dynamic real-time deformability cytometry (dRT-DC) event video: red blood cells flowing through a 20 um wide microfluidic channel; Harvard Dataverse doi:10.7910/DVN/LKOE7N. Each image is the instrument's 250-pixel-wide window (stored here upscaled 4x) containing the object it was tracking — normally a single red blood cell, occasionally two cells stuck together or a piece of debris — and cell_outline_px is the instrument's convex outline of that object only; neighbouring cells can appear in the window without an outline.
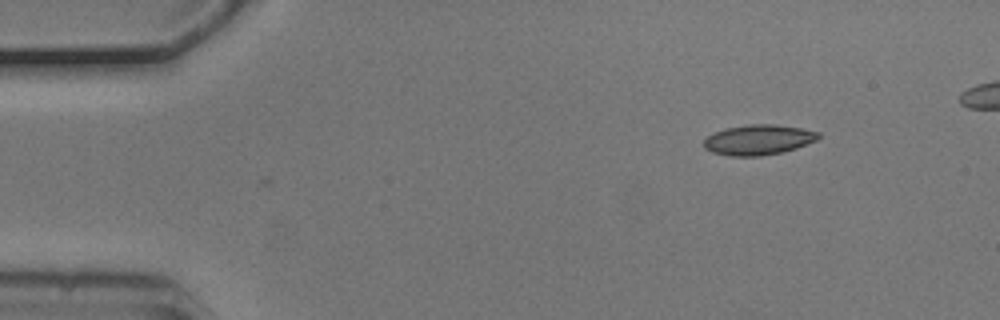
{"species": "common noctule bat (a hibernating species)", "species_latin": "Nyctalus noctula", "temperature_condition": "cold", "stored_images_in_passage": 45, "camera_frame_rate_fps": 3000, "um_per_image_px": 0.085, "animal": {"sex": "male", "body_mass_g": 20.5, "forearm_length_mm": 52.5}, "frame": {"image": 1, "passage_image": 1, "time_ms": 0.0, "image_size_px": [1000, 320], "cell_outline_px": [[820, 136], [816, 140], [796, 148], [780, 152], [760, 156], [728, 156], [712, 152], [704, 148], [704, 140], [708, 136], [724, 128], [748, 124], [776, 124], [800, 128], [820, 132]], "centroid_in_image_um": [64.45, 11.88], "position_along_channel_um": 20.6, "area_um2": 20.11}}
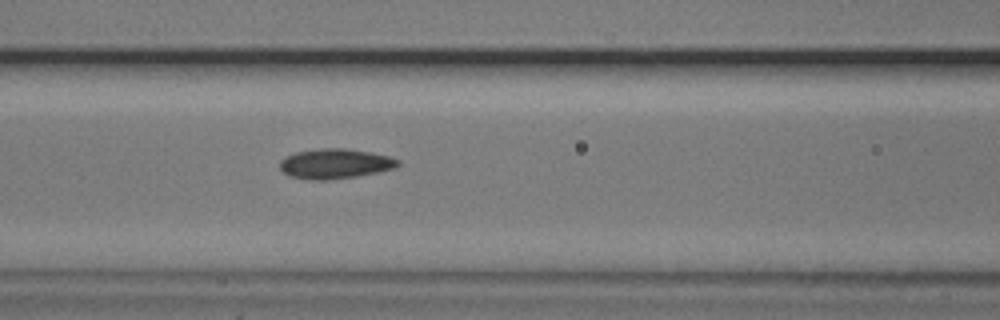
{"frame": {"image": 2, "passage_image": 17, "time_ms": 5.333, "image_size_px": [1000, 320], "cell_outline_px": [[400, 164], [396, 168], [356, 176], [328, 180], [312, 180], [288, 176], [280, 168], [280, 160], [284, 156], [296, 152], [320, 148], [344, 148], [368, 152], [388, 156], [400, 160]], "centroid_in_image_um": [28.45, 13.91], "position_along_channel_um": 138.1, "area_um2": 20.58}}
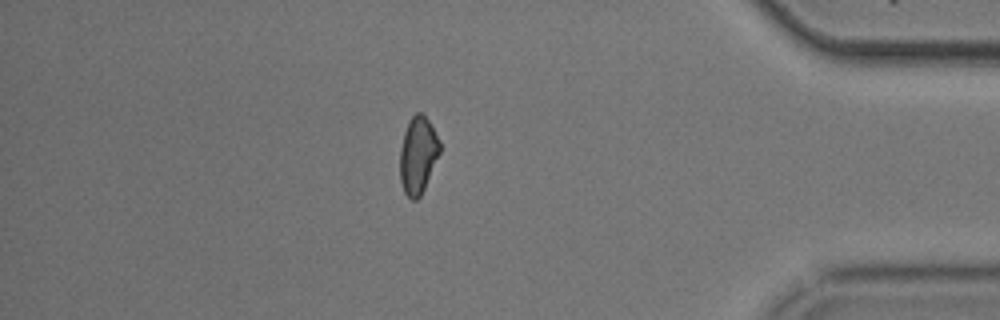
{"frame": {"image": 3, "passage_image": 41, "time_ms": 13.333, "image_size_px": [1000, 320], "cell_outline_px": [[440, 152], [424, 188], [420, 196], [416, 200], [412, 200], [404, 192], [400, 180], [400, 148], [404, 132], [408, 120], [416, 112], [424, 112], [440, 140]], "centroid_in_image_um": [35.52, 13.14], "position_along_channel_um": 399.7, "area_um2": 17.98}}